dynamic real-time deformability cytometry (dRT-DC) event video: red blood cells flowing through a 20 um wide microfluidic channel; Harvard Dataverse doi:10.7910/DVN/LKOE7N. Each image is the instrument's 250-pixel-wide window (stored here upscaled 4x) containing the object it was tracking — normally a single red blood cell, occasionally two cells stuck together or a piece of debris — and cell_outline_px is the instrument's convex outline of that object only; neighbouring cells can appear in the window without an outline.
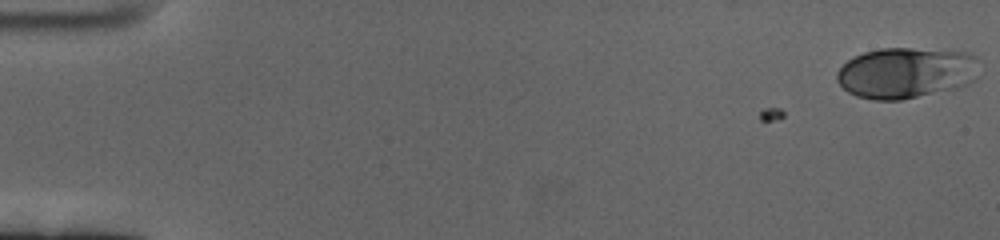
{"species": "human", "species_latin": "Homo sapiens", "temperature_condition": "cold", "stored_images_in_passage": 50, "camera_frame_rate_fps": 3000, "um_per_image_px": 0.085, "donor": {"sex": "female"}, "frame": {"image": 1, "passage_image": 1, "time_ms": 0.0, "image_size_px": [1000, 240], "cell_outline_px": [[980, 76], [976, 80], [968, 84], [956, 88], [900, 100], [872, 100], [856, 96], [848, 92], [836, 80], [836, 72], [848, 60], [864, 52], [880, 48], [912, 48], [972, 52], [980, 60]], "centroid_in_image_um": [77.09, 6.18], "position_along_channel_um": 7.9, "area_um2": 42.95}}
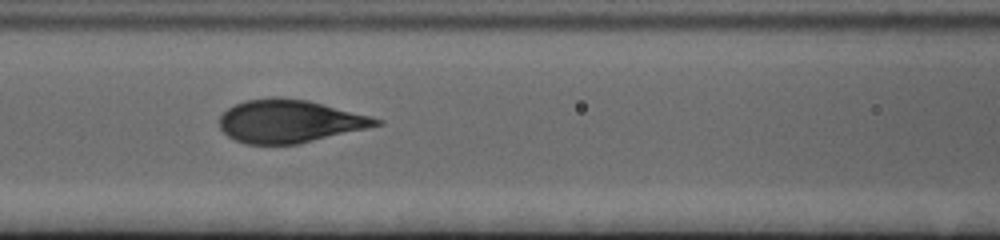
{"frame": {"image": 2, "passage_image": 27, "time_ms": 8.667, "image_size_px": [1000, 240], "cell_outline_px": [[384, 124], [368, 128], [296, 144], [248, 144], [236, 140], [228, 136], [220, 128], [220, 116], [228, 108], [244, 100], [272, 96], [280, 96], [308, 100], [372, 116], [384, 120]], "centroid_in_image_um": [24.63, 10.28], "position_along_channel_um": 142.0, "area_um2": 39.3}}
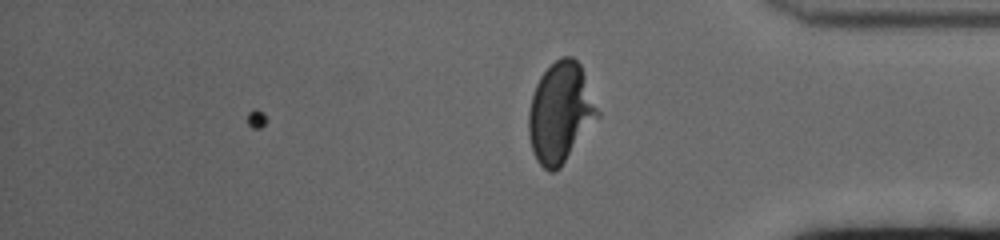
{"frame": {"image": 3, "passage_image": 50, "time_ms": 16.333, "image_size_px": [1000, 240], "cell_outline_px": [[600, 116], [560, 168], [552, 172], [548, 172], [536, 160], [532, 152], [528, 136], [528, 112], [532, 96], [536, 84], [540, 76], [560, 56], [572, 56], [580, 64], [600, 112]], "centroid_in_image_um": [47.63, 9.59], "position_along_channel_um": 387.6, "area_um2": 40.4}, "authors_computed_cell_mechanics": {"area_um2": 40.0843, "velocity_mm_per_s": 3.3682, "shape_relaxation_time_tau1_ms": 4.5178, "shape_relaxation_time_tau2_ms": null, "deformation_change_tau1": 0.1754, "deformation_change_tau2": null}}